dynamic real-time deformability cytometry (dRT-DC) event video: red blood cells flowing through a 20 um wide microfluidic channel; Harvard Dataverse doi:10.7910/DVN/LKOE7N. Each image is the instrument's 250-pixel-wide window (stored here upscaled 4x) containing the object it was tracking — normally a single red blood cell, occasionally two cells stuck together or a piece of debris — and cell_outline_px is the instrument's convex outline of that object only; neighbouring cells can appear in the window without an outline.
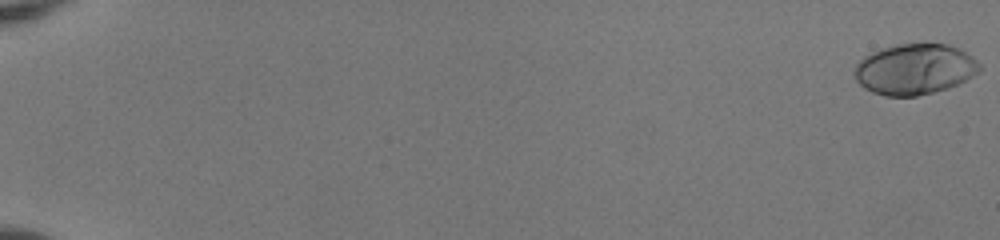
{"species": "human", "species_latin": "Homo sapiens", "temperature_condition": "room temperature", "stored_images_in_passage": 54, "camera_frame_rate_fps": 3000, "um_per_image_px": 0.085, "donor": {"sex": "female"}, "frame": {"image": 1, "passage_image": 1, "time_ms": 0.0, "image_size_px": [1000, 240], "cell_outline_px": [[980, 72], [948, 88], [916, 96], [884, 96], [872, 92], [864, 88], [856, 80], [856, 64], [864, 56], [872, 52], [896, 44], [948, 44], [972, 56], [980, 64]], "centroid_in_image_um": [77.74, 5.89], "position_along_channel_um": 7.3, "area_um2": 36.59}}
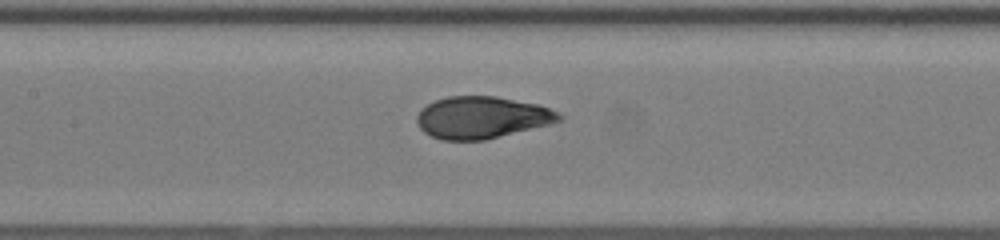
{"frame": {"image": 2, "passage_image": 29, "time_ms": 9.333, "image_size_px": [1000, 240], "cell_outline_px": [[564, 116], [560, 120], [548, 124], [484, 140], [440, 140], [424, 132], [420, 128], [416, 120], [416, 116], [420, 108], [436, 100], [448, 96], [496, 96], [536, 104], [548, 108]], "centroid_in_image_um": [40.9, 9.98], "position_along_channel_um": 166.5, "area_um2": 34.51}}
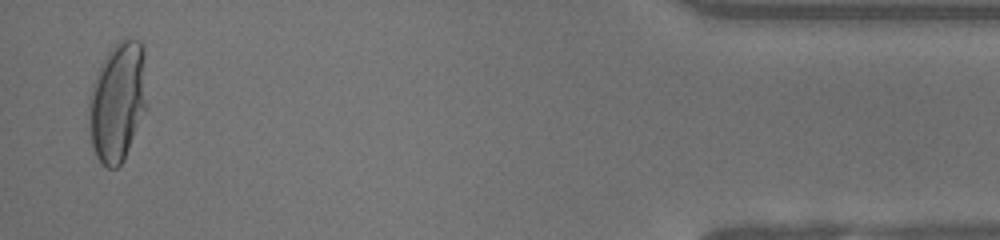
{"frame": {"image": 3, "passage_image": 53, "time_ms": 17.333, "image_size_px": [1000, 240], "cell_outline_px": [[148, 108], [124, 160], [116, 168], [108, 168], [96, 156], [92, 144], [88, 124], [88, 108], [92, 84], [108, 52], [120, 40], [140, 40], [144, 44], [148, 104]], "centroid_in_image_um": [10.04, 8.66], "position_along_channel_um": 425.2, "area_um2": 40.92}, "authors_computed_cell_mechanics": {"area_um2": 35.1135, "velocity_mm_per_s": 4.0476, "shape_relaxation_time_tau1_ms": 4.2548, "shape_relaxation_time_tau2_ms": null, "deformation_change_tau1": 0.2229, "deformation_change_tau2": null}}